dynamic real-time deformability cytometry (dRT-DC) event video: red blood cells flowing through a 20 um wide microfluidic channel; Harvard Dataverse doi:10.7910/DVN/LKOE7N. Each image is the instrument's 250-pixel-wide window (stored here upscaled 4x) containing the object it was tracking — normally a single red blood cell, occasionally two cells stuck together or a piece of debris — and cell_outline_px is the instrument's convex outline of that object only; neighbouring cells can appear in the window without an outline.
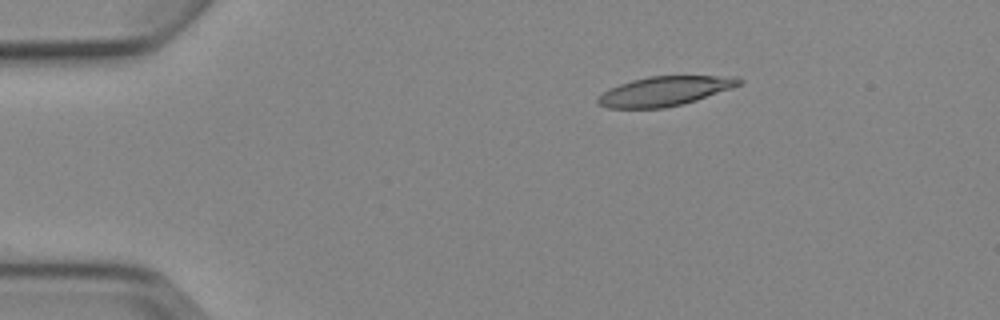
{"species": "Egyptian fruit bat (a non-hibernating species)", "species_latin": "Rousettus aegyptiacus", "temperature_condition": "cold", "stored_images_in_passage": 4, "camera_frame_rate_fps": 3000, "um_per_image_px": 0.085, "animal": {"sex": "female"}, "frame": {"image": 1, "passage_image": 2, "time_ms": 1.0, "image_size_px": [1000, 320], "cell_outline_px": [[744, 80], [740, 84], [732, 88], [684, 104], [664, 108], [608, 108], [596, 104], [596, 100], [604, 92], [620, 84], [632, 80], [648, 76], [736, 76]], "centroid_in_image_um": [56.52, 7.75], "position_along_channel_um": 28.5, "area_um2": 24.16}}